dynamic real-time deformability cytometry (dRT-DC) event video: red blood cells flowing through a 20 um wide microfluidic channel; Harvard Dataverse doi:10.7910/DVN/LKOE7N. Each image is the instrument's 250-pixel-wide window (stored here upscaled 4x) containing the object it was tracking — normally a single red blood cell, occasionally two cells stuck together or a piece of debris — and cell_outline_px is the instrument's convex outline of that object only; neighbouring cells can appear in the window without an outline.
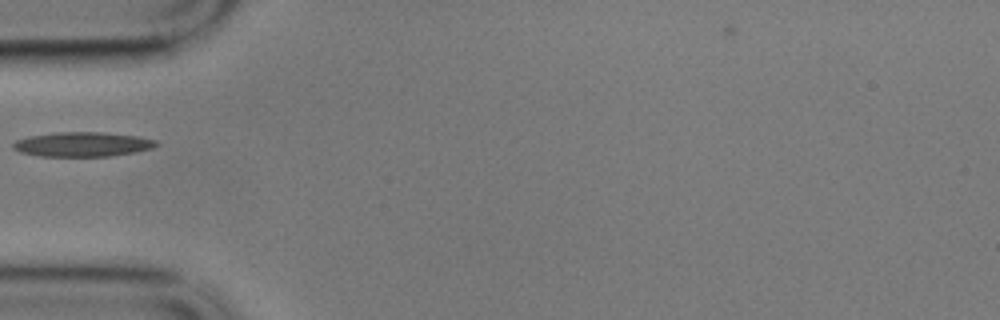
{"species": "common noctule bat (a hibernating species)", "species_latin": "Nyctalus noctula", "temperature_condition": "cold", "stored_images_in_passage": 1, "camera_frame_rate_fps": 3000, "um_per_image_px": 0.085, "animal": {"sex": "male", "body_mass_g": 17.9}, "frame": {"image": 1, "passage_image": 1, "time_ms": 0.0, "image_size_px": [1000, 320], "cell_outline_px": [[160, 144], [152, 148], [136, 152], [112, 156], [40, 156], [20, 152], [12, 148], [12, 144], [16, 140], [28, 136], [56, 132], [100, 132], [140, 136], [156, 140]], "centroid_in_image_um": [7.03, 12.26], "position_along_channel_um": 78.0, "area_um2": 20.63}}